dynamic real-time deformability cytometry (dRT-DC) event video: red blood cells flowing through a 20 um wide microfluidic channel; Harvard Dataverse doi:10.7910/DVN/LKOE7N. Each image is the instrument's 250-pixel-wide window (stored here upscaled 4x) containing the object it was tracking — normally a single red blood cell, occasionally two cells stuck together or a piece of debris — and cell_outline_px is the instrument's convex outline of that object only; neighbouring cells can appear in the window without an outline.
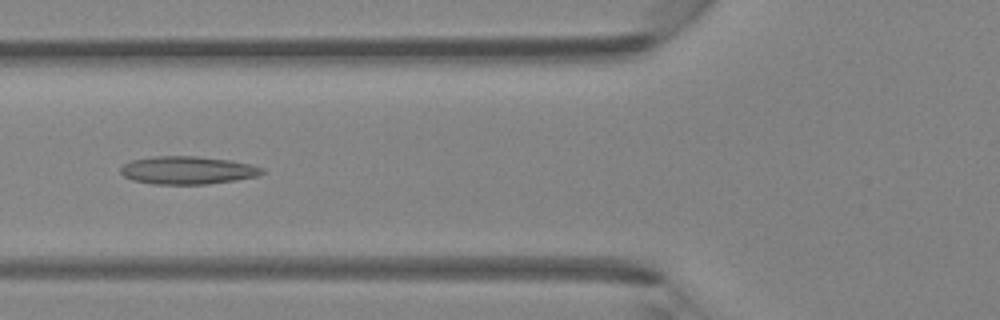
{"species": "Egyptian fruit bat (a non-hibernating species)", "species_latin": "Rousettus aegyptiacus", "temperature_condition": "room temperature", "stored_images_in_passage": 32, "camera_frame_rate_fps": 3000, "um_per_image_px": 0.085, "animal": {"sex": "female"}, "frame": {"image": 1, "passage_image": 4, "time_ms": 1.0, "image_size_px": [1000, 320], "cell_outline_px": [[264, 172], [256, 176], [236, 180], [208, 184], [152, 184], [132, 180], [124, 176], [120, 172], [120, 168], [124, 164], [132, 160], [152, 156], [196, 156], [228, 160], [248, 164], [264, 168]], "centroid_in_image_um": [15.9, 14.47], "position_along_channel_um": 109.9, "area_um2": 22.95}}
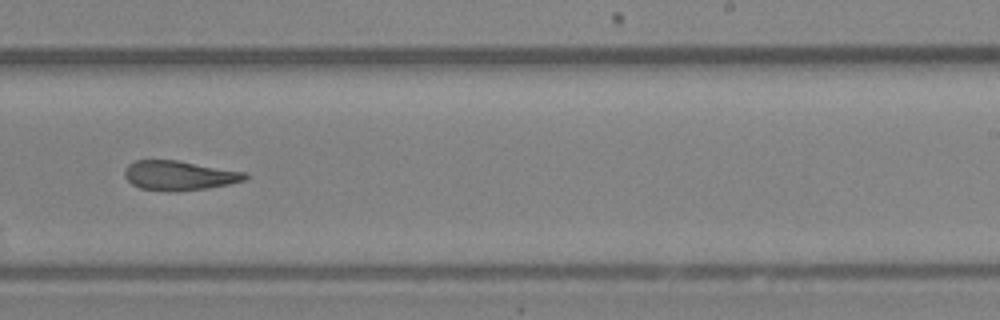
{"frame": {"image": 2, "passage_image": 15, "time_ms": 4.667, "image_size_px": [1000, 320], "cell_outline_px": [[248, 176], [244, 180], [228, 184], [208, 188], [176, 192], [168, 192], [140, 188], [132, 184], [124, 176], [124, 168], [128, 164], [136, 160], [176, 160], [248, 172]], "centroid_in_image_um": [15.22, 14.92], "position_along_channel_um": 273.8, "area_um2": 20.92}}
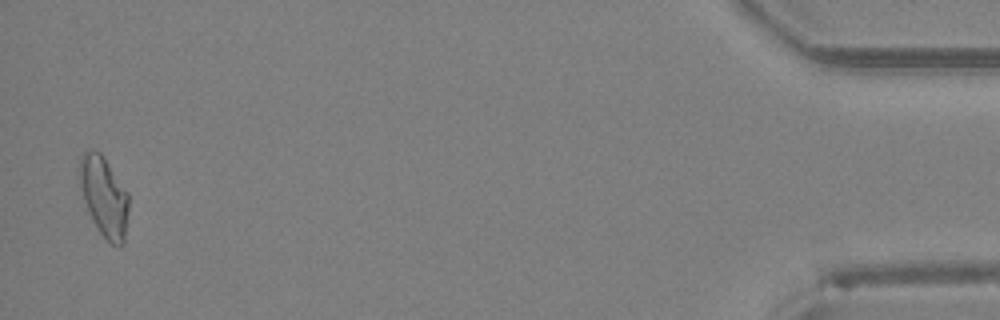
{"frame": {"image": 3, "passage_image": 31, "time_ms": 10.0, "image_size_px": [1000, 320], "cell_outline_px": [[128, 208], [124, 244], [112, 244], [100, 232], [92, 220], [84, 200], [80, 188], [80, 156], [84, 152], [92, 148], [100, 152], [128, 192]], "centroid_in_image_um": [8.84, 16.68], "position_along_channel_um": 426.4, "area_um2": 22.54}}